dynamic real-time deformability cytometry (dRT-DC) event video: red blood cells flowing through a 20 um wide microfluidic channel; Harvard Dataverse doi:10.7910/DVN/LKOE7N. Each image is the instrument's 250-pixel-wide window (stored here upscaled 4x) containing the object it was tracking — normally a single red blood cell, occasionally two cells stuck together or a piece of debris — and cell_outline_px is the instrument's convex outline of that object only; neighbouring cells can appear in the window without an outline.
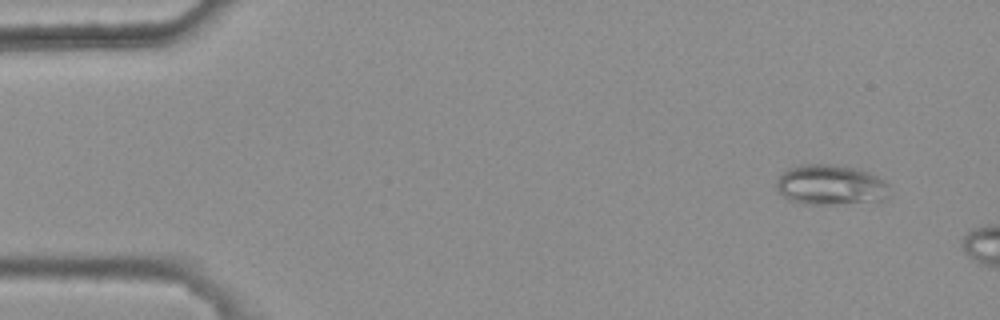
{"species": "common noctule bat (a hibernating species)", "species_latin": "Nyctalus noctula", "temperature_condition": "warm", "stored_images_in_passage": 3, "camera_frame_rate_fps": 3000, "um_per_image_px": 0.085, "animal": {"sex": "female", "body_mass_g": 25.1}, "frame": {"image": 1, "passage_image": 1, "time_ms": 0.0, "image_size_px": [1000, 320], "cell_outline_px": [[888, 196], [880, 204], [804, 204], [792, 200], [784, 196], [776, 188], [776, 180], [788, 168], [800, 164], [828, 164], [856, 168], [872, 172], [884, 180], [888, 184]], "centroid_in_image_um": [70.69, 15.74], "position_along_channel_um": 14.3, "area_um2": 27.22}}